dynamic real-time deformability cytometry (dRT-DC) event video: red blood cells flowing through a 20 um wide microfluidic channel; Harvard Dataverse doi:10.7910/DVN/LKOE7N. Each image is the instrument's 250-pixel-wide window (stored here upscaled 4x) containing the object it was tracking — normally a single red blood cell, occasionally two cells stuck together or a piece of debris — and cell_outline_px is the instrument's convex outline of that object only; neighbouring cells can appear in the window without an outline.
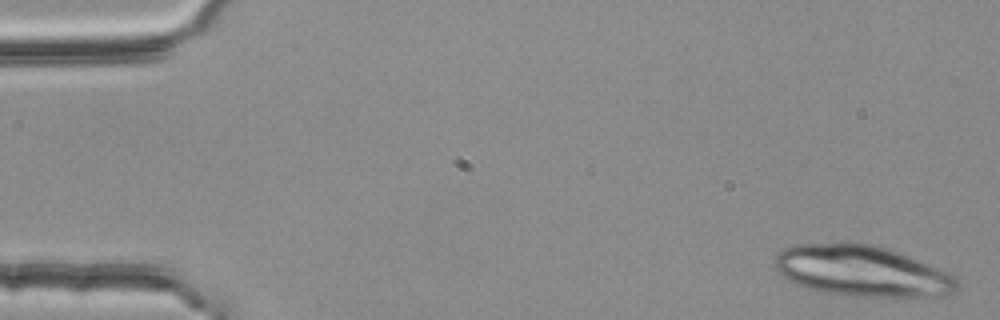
{"species": "common noctule bat (a hibernating species)", "species_latin": "Nyctalus noctula", "temperature_condition": "room temperature", "stored_images_in_passage": 5, "camera_frame_rate_fps": 3000, "um_per_image_px": 0.085, "animal": {"sex": "female", "body_mass_g": 25.1}, "frame": {"image": 1, "passage_image": 1, "time_ms": 0.0, "image_size_px": [1000, 320], "cell_outline_px": [[960, 288], [956, 292], [948, 296], [856, 296], [816, 292], [796, 284], [788, 280], [776, 268], [772, 260], [784, 248], [796, 244], [848, 240], [872, 244], [908, 256], [948, 272], [956, 276], [960, 284]], "centroid_in_image_um": [73.25, 23.02], "position_along_channel_um": 11.7, "area_um2": 54.91}}